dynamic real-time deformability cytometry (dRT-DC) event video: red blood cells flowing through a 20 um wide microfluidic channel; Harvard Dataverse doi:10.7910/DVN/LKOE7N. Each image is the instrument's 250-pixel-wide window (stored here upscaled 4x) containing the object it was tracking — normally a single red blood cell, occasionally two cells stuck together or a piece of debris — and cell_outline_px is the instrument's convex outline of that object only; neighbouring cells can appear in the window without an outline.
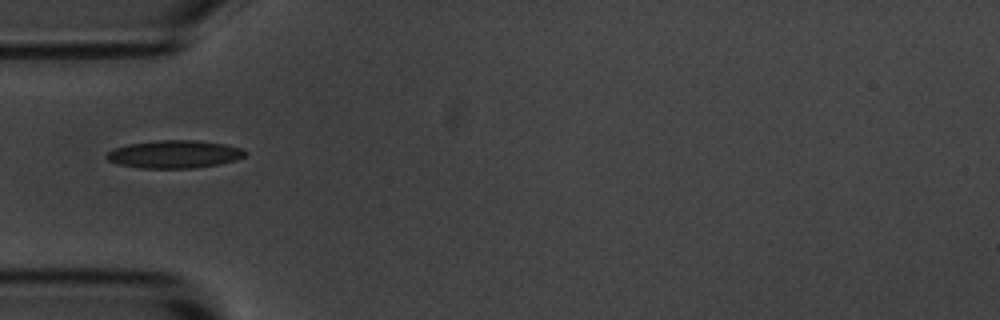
{"species": "common noctule bat (a hibernating species)", "species_latin": "Nyctalus noctula", "temperature_condition": "room temperature", "stored_images_in_passage": 4, "camera_frame_rate_fps": 3000, "um_per_image_px": 0.085, "animal": {"sex": "male", "body_mass_g": 20.1, "forearm_length_mm": 53.5}, "frame": {"image": 1, "passage_image": 1, "time_ms": 0.0, "image_size_px": [1000, 320], "cell_outline_px": [[244, 156], [236, 160], [220, 164], [192, 168], [140, 168], [116, 164], [108, 160], [104, 156], [108, 152], [116, 148], [128, 144], [156, 140], [196, 140], [224, 144], [240, 148], [244, 152]], "centroid_in_image_um": [14.78, 13.11], "position_along_channel_um": 70.2, "area_um2": 22.37}}
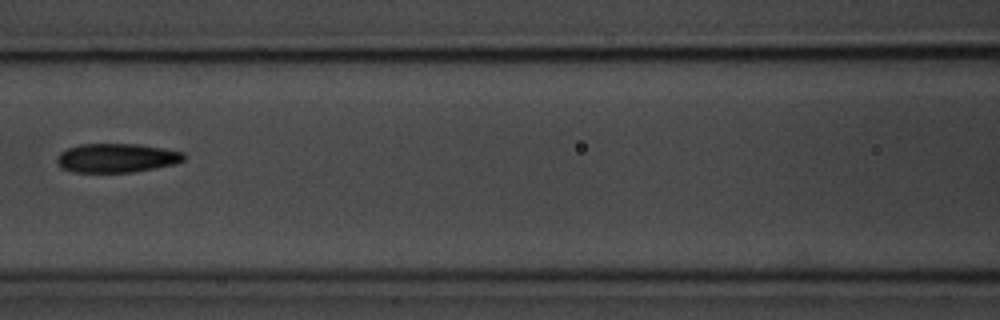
{"frame": {"image": 2, "passage_image": 3, "time_ms": 2.333, "image_size_px": [1000, 320], "cell_outline_px": [[184, 160], [176, 164], [132, 172], [72, 172], [60, 168], [56, 164], [56, 160], [60, 152], [68, 148], [80, 144], [140, 144], [184, 152]], "centroid_in_image_um": [9.88, 13.43], "position_along_channel_um": 156.7, "area_um2": 21.56}}
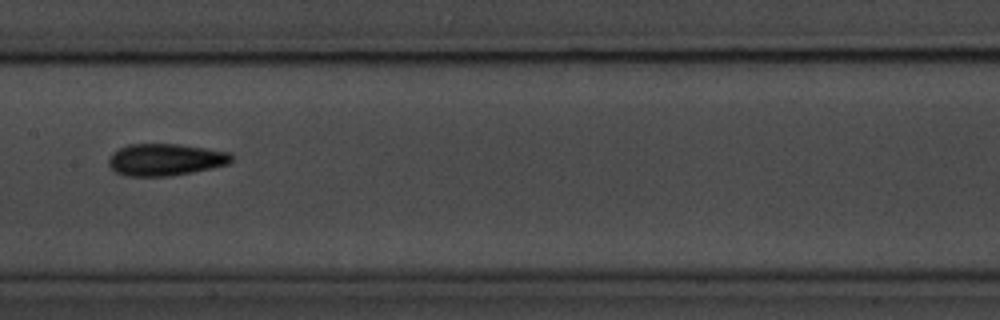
{"frame": {"image": 3, "passage_image": 4, "time_ms": 3.333, "image_size_px": [1000, 320], "cell_outline_px": [[232, 160], [228, 164], [212, 168], [192, 172], [168, 176], [128, 176], [116, 172], [108, 164], [108, 160], [112, 152], [128, 144], [180, 144], [228, 152], [232, 156]], "centroid_in_image_um": [14.04, 13.57], "position_along_channel_um": 193.4, "area_um2": 22.77}}